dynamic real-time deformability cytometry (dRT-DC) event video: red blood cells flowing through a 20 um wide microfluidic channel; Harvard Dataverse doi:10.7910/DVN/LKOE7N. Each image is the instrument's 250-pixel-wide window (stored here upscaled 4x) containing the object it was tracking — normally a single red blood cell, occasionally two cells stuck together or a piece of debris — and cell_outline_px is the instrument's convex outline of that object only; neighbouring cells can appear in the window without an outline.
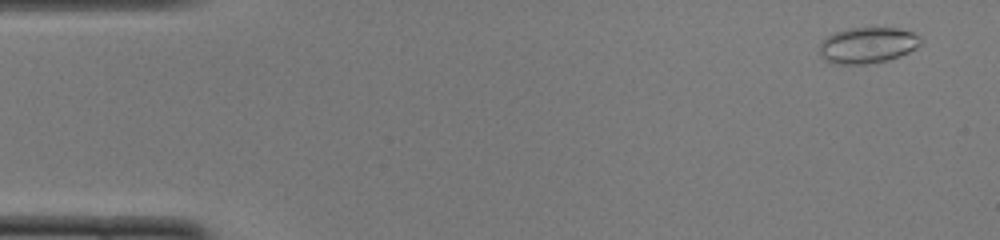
{"species": "common noctule bat (a hibernating species)", "species_latin": "Nyctalus noctula", "temperature_condition": "cold", "stored_images_in_passage": 50, "camera_frame_rate_fps": 3000, "um_per_image_px": 0.085, "animal": {"sex": "female", "body_mass_g": 22.0, "forearm_length_mm": 56.7}, "frame": {"image": 1, "passage_image": 3, "time_ms": 0.667, "image_size_px": [1000, 240], "cell_outline_px": [[924, 40], [916, 48], [900, 56], [888, 60], [864, 64], [828, 64], [820, 56], [820, 44], [832, 32], [848, 28], [900, 28], [912, 32]], "centroid_in_image_um": [73.72, 3.85], "position_along_channel_um": 11.3, "area_um2": 21.44}}
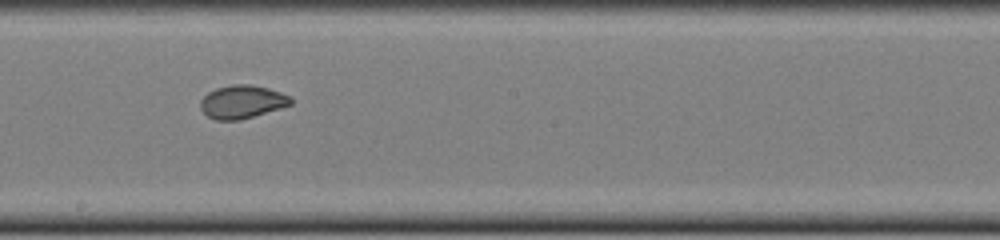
{"frame": {"image": 2, "passage_image": 28, "time_ms": 9.0, "image_size_px": [1000, 240], "cell_outline_px": [[292, 104], [280, 108], [240, 120], [216, 120], [208, 116], [200, 108], [200, 100], [208, 92], [216, 88], [232, 84], [248, 84], [268, 88], [280, 92], [288, 96], [292, 100]], "centroid_in_image_um": [20.55, 8.65], "position_along_channel_um": 227.6, "area_um2": 17.34}}
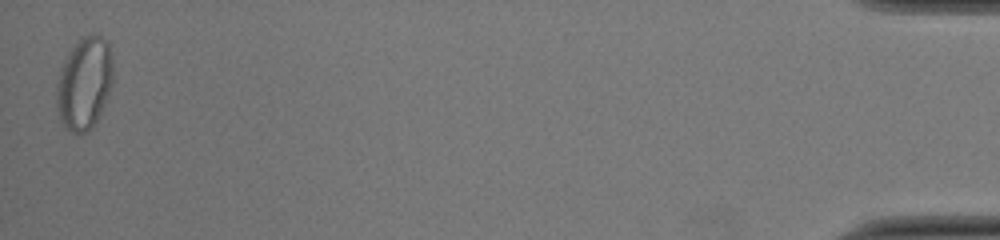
{"frame": {"image": 3, "passage_image": 50, "time_ms": 16.333, "image_size_px": [1000, 240], "cell_outline_px": [[112, 84], [104, 104], [92, 128], [84, 132], [72, 132], [64, 128], [60, 120], [56, 108], [56, 84], [60, 68], [68, 52], [84, 36], [100, 36], [108, 40], [112, 56]], "centroid_in_image_um": [7.15, 7.09], "position_along_channel_um": 428.1, "area_um2": 30.35}, "authors_computed_cell_mechanics": {"area_um2": 19.8543, "velocity_mm_per_s": 3.9877, "shape_relaxation_time_tau1_ms": 7.1381, "shape_relaxation_time_tau2_ms": null, "deformation_change_tau1": 0.1868, "deformation_change_tau2": null}}